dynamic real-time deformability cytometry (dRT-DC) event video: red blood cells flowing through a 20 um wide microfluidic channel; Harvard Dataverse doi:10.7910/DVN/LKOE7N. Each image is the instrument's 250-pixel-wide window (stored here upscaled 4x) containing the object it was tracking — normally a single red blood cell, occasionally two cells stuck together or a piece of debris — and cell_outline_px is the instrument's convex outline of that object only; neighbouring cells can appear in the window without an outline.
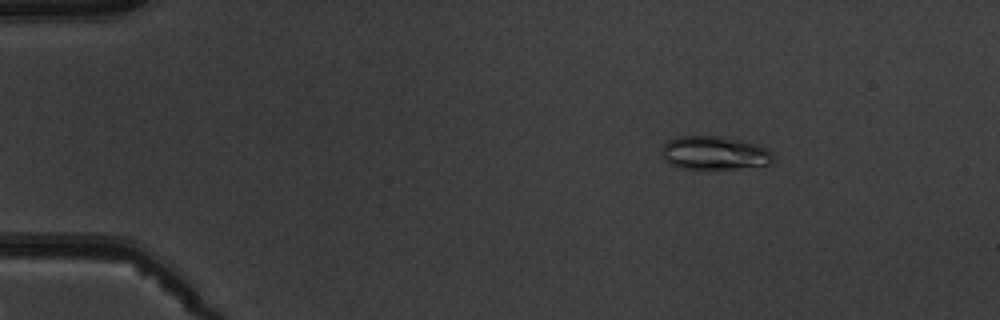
{"species": "common noctule bat (a hibernating species)", "species_latin": "Nyctalus noctula", "temperature_condition": "warm", "stored_images_in_passage": 5, "camera_frame_rate_fps": 3000, "um_per_image_px": 0.085, "animal": {"sex": "male", "body_mass_g": 19.5, "forearm_length_mm": 54.6}, "frame": {"image": 1, "passage_image": 2, "time_ms": 2.0, "image_size_px": [1000, 320], "cell_outline_px": [[772, 164], [732, 168], [680, 168], [668, 164], [660, 156], [660, 148], [668, 140], [676, 136], [716, 136], [744, 140], [760, 144], [768, 148], [772, 152]], "centroid_in_image_um": [60.68, 12.98], "position_along_channel_um": 24.3, "area_um2": 22.02}}